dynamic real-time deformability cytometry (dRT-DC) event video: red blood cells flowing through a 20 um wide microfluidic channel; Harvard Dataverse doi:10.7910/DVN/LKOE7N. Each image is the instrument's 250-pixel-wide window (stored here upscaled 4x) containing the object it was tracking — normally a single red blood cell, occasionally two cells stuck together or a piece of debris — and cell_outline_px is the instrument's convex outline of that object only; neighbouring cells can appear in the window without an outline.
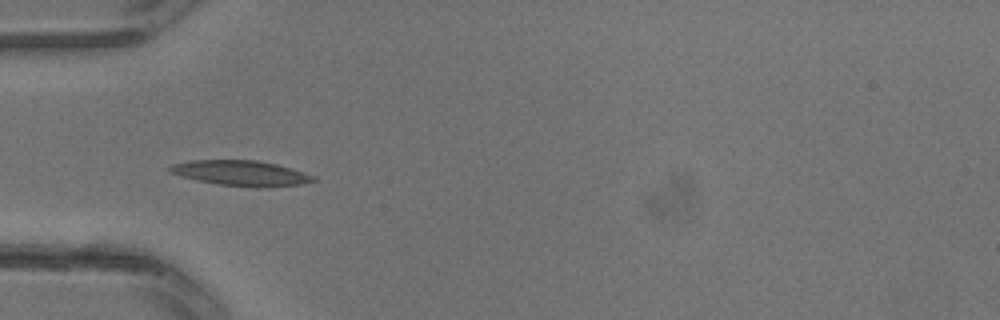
{"species": "common noctule bat (a hibernating species)", "species_latin": "Nyctalus noctula", "temperature_condition": "warm", "stored_images_in_passage": 24, "camera_frame_rate_fps": 3000, "um_per_image_px": 0.085, "animal": {"sex": "male", "body_mass_g": 13.3}, "frame": {"image": 1, "passage_image": 6, "time_ms": 1.667, "image_size_px": [1000, 320], "cell_outline_px": [[316, 180], [300, 184], [256, 188], [216, 184], [180, 176], [168, 172], [168, 168], [172, 164], [192, 160], [256, 160], [276, 164], [316, 176]], "centroid_in_image_um": [20.45, 14.72], "position_along_channel_um": 64.6, "area_um2": 21.1}}
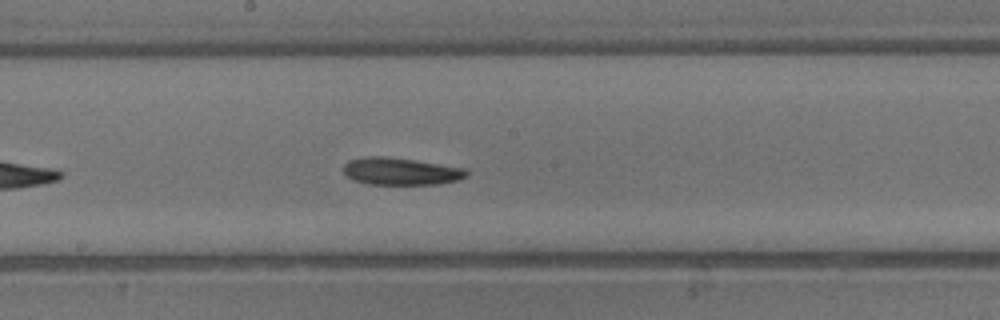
{"frame": {"image": 2, "passage_image": 13, "time_ms": 4.0, "image_size_px": [1000, 320], "cell_outline_px": [[468, 176], [460, 180], [440, 184], [368, 184], [352, 180], [344, 172], [344, 164], [348, 160], [368, 156], [384, 156], [468, 168]], "centroid_in_image_um": [34.1, 14.57], "position_along_channel_um": 214.1, "area_um2": 19.65}}
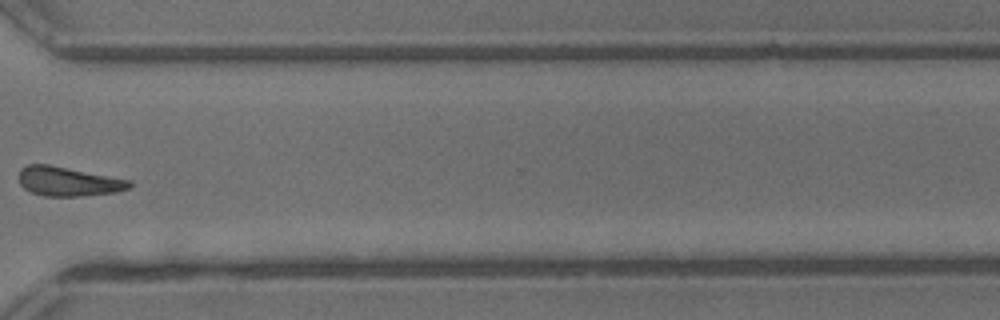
{"frame": {"image": 3, "passage_image": 20, "time_ms": 6.333, "image_size_px": [1000, 320], "cell_outline_px": [[132, 188], [116, 192], [80, 196], [44, 196], [32, 192], [24, 188], [20, 184], [16, 176], [20, 168], [28, 164], [48, 164], [132, 180]], "centroid_in_image_um": [5.78, 15.41], "position_along_channel_um": 364.8, "area_um2": 19.13}}